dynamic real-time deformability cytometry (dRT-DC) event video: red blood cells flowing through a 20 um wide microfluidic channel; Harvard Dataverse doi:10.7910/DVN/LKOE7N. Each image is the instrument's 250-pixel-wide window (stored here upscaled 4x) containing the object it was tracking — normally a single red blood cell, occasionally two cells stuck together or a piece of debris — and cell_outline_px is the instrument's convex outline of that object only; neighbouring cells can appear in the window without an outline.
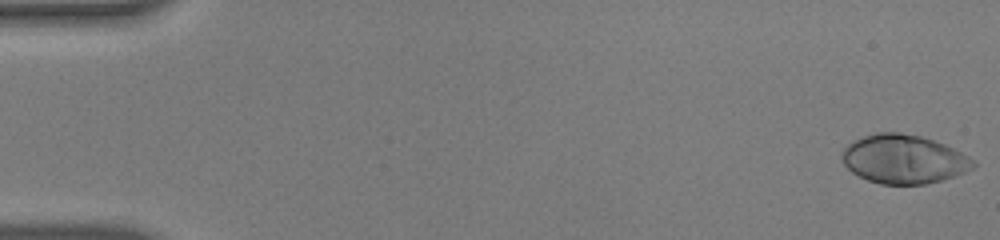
{"species": "human", "species_latin": "Homo sapiens", "temperature_condition": "warm", "stored_images_in_passage": 54, "camera_frame_rate_fps": 3000, "um_per_image_px": 0.085, "donor": {"sex": "male"}, "frame": {"image": 1, "passage_image": 1, "time_ms": 0.0, "image_size_px": [1000, 240], "cell_outline_px": [[976, 164], [972, 168], [964, 172], [940, 180], [924, 184], [880, 184], [868, 180], [852, 172], [844, 164], [840, 156], [840, 152], [852, 140], [876, 132], [900, 132], [920, 136], [944, 144], [968, 156]], "centroid_in_image_um": [76.76, 13.51], "position_along_channel_um": 8.2, "area_um2": 37.11}}
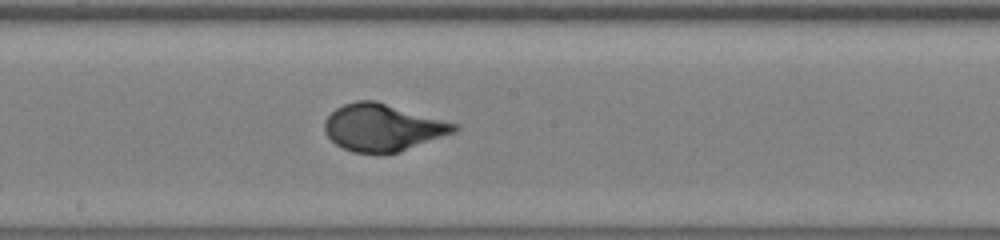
{"frame": {"image": 2, "passage_image": 30, "time_ms": 9.667, "image_size_px": [1000, 240], "cell_outline_px": [[460, 128], [456, 132], [400, 152], [352, 152], [336, 144], [324, 132], [324, 120], [336, 108], [344, 104], [356, 100], [376, 100], [460, 124]], "centroid_in_image_um": [32.57, 10.82], "position_along_channel_um": 215.6, "area_um2": 35.72}}
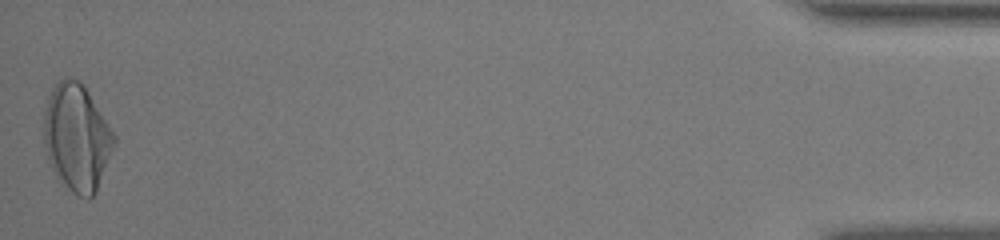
{"frame": {"image": 3, "passage_image": 54, "time_ms": 17.667, "image_size_px": [1000, 240], "cell_outline_px": [[116, 144], [96, 192], [88, 200], [76, 196], [60, 184], [48, 160], [44, 144], [44, 112], [48, 96], [52, 88], [64, 76], [68, 76], [80, 80], [84, 84], [116, 136]], "centroid_in_image_um": [6.53, 11.7], "position_along_channel_um": 428.7, "area_um2": 44.51}, "authors_computed_cell_mechanics": {"area_um2": 35.8938, "velocity_mm_per_s": 3.8182, "shape_relaxation_time_tau1_ms": 4.7642, "shape_relaxation_time_tau2_ms": null, "deformation_change_tau1": 0.255, "deformation_change_tau2": null}}